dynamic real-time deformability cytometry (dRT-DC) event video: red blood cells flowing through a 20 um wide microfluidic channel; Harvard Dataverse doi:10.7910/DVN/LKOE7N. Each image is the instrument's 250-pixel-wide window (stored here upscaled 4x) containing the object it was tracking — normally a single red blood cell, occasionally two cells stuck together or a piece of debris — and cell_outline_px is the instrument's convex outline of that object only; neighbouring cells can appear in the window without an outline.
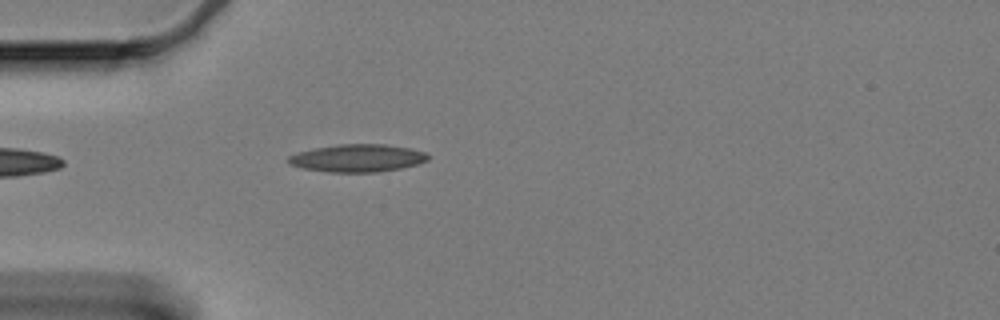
{"species": "Egyptian fruit bat (a non-hibernating species)", "species_latin": "Rousettus aegyptiacus", "temperature_condition": "cold", "stored_images_in_passage": 35, "camera_frame_rate_fps": 3000, "um_per_image_px": 0.085, "animal": {"sex": "female"}, "frame": {"image": 1, "passage_image": 1, "time_ms": 0.0, "image_size_px": [1000, 320], "cell_outline_px": [[432, 156], [428, 160], [416, 164], [400, 168], [376, 172], [328, 172], [304, 168], [292, 164], [288, 160], [288, 156], [296, 152], [312, 148], [336, 144], [384, 144], [408, 148], [424, 152]], "centroid_in_image_um": [30.38, 13.43], "position_along_channel_um": 54.6, "area_um2": 22.43}}
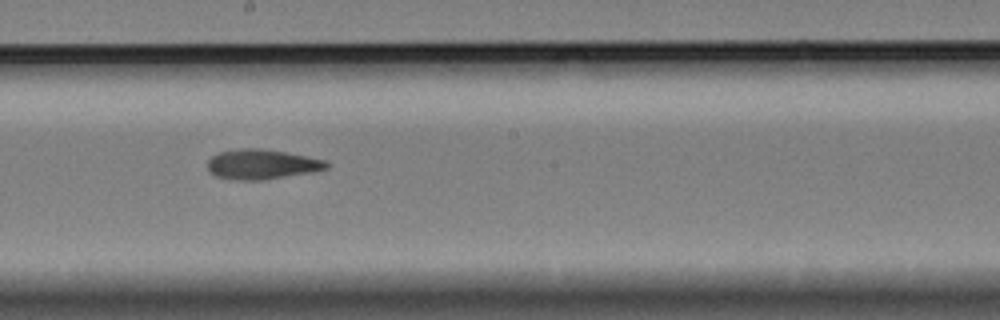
{"frame": {"image": 2, "passage_image": 17, "time_ms": 5.333, "image_size_px": [1000, 320], "cell_outline_px": [[328, 168], [312, 172], [260, 180], [236, 180], [216, 176], [208, 168], [208, 160], [212, 156], [220, 152], [240, 148], [260, 148], [308, 156], [328, 160]], "centroid_in_image_um": [22.28, 13.96], "position_along_channel_um": 225.9, "area_um2": 20.58}}
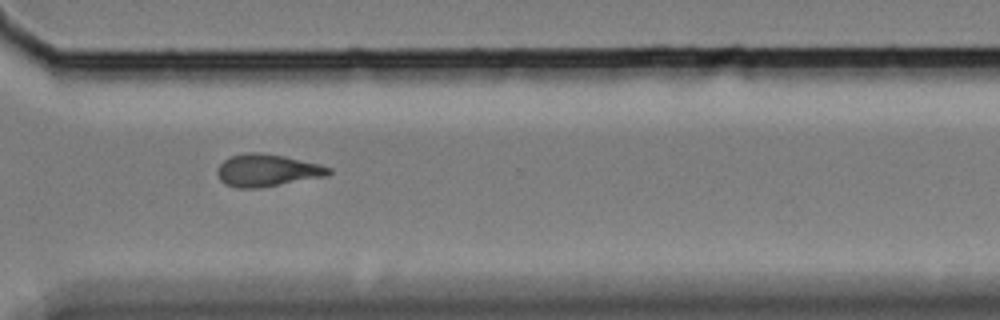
{"frame": {"image": 3, "passage_image": 28, "time_ms": 9.0, "image_size_px": [1000, 320], "cell_outline_px": [[332, 172], [328, 176], [260, 188], [236, 188], [224, 184], [220, 180], [216, 172], [220, 164], [224, 160], [232, 156], [244, 152], [260, 152], [284, 156], [320, 164], [332, 168]], "centroid_in_image_um": [22.72, 14.48], "position_along_channel_um": 347.9, "area_um2": 21.21}, "authors_computed_cell_mechanics": {"area_um2": 20.6346, "velocity_mm_per_s": 3.3331, "shape_relaxation_time_tau1_ms": null, "shape_relaxation_time_tau2_ms": 4.6371, "deformation_change_tau1": null, "deformation_change_tau2": 0.1286}}